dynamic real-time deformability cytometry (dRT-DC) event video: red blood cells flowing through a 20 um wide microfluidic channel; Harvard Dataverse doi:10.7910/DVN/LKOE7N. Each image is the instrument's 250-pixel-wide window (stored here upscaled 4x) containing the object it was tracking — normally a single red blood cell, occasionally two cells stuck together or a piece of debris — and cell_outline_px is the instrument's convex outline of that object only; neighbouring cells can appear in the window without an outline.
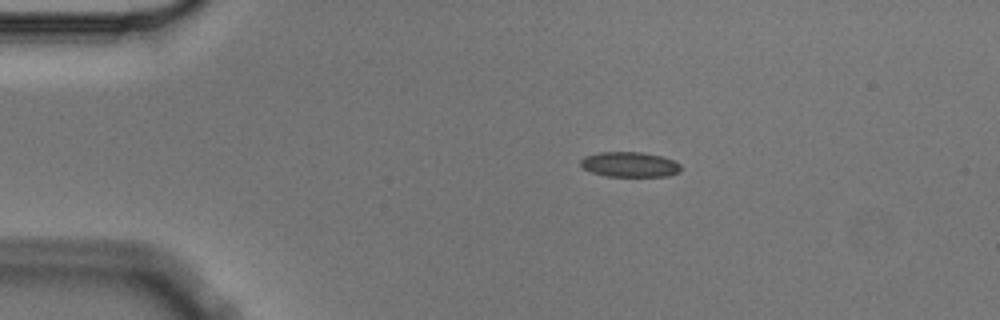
{"species": "Egyptian fruit bat (a non-hibernating species)", "species_latin": "Rousettus aegyptiacus", "temperature_condition": "cold", "stored_images_in_passage": 4, "camera_frame_rate_fps": 3000, "um_per_image_px": 0.085, "animal": {"sex": "male"}, "frame": {"image": 1, "passage_image": 2, "time_ms": 0.333, "image_size_px": [1000, 320], "cell_outline_px": [[680, 172], [668, 176], [604, 176], [592, 172], [584, 168], [580, 164], [580, 160], [584, 156], [596, 152], [644, 152], [676, 160], [680, 164]], "centroid_in_image_um": [53.52, 13.97], "position_along_channel_um": 31.5, "area_um2": 14.8}}
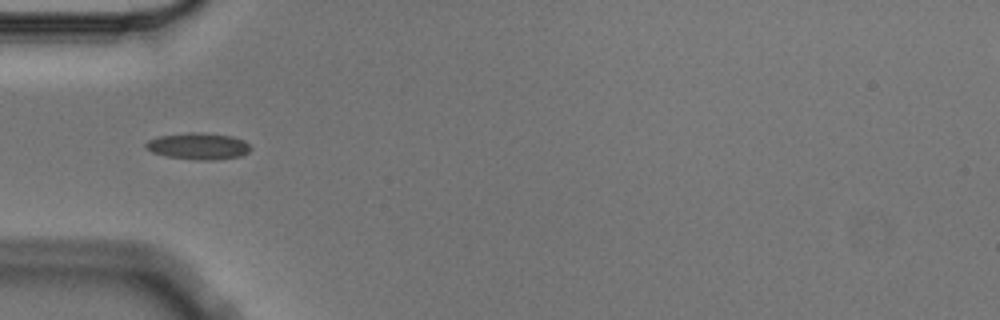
{"frame": {"image": 2, "passage_image": 4, "time_ms": 1.0, "image_size_px": [1000, 320], "cell_outline_px": [[252, 148], [248, 152], [240, 156], [216, 160], [196, 160], [164, 156], [152, 152], [144, 148], [144, 144], [148, 140], [156, 136], [188, 132], [196, 132], [232, 136], [244, 140]], "centroid_in_image_um": [16.81, 12.42], "position_along_channel_um": 68.2, "area_um2": 16.47}}